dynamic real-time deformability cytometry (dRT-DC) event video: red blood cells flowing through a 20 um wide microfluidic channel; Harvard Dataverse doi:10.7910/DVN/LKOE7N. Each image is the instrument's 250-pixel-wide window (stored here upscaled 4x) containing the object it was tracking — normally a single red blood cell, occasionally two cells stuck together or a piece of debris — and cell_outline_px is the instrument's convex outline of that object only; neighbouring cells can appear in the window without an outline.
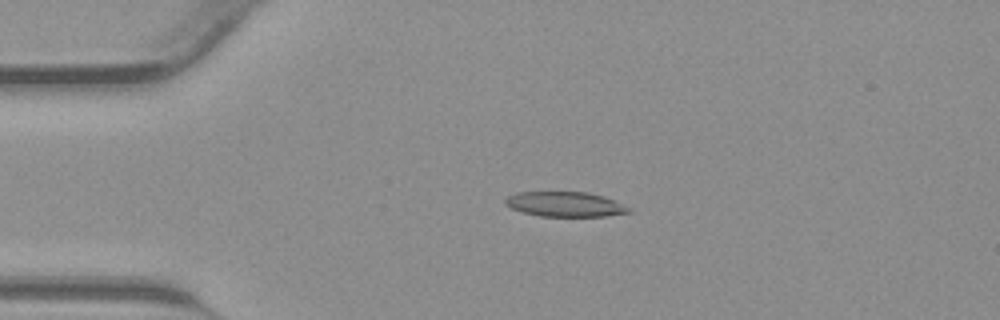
{"species": "common noctule bat (a hibernating species)", "species_latin": "Nyctalus noctula", "temperature_condition": "warm", "stored_images_in_passage": 31, "camera_frame_rate_fps": 3000, "um_per_image_px": 0.085, "animal": {"sex": "male", "body_mass_g": 23.1, "forearm_length_mm": 52.7}, "frame": {"image": 1, "passage_image": 3, "time_ms": 0.667, "image_size_px": [1000, 320], "cell_outline_px": [[632, 212], [608, 216], [540, 216], [524, 212], [512, 208], [504, 204], [504, 200], [508, 196], [516, 192], [588, 192], [604, 196], [632, 208]], "centroid_in_image_um": [48.06, 17.36], "position_along_channel_um": 36.9, "area_um2": 17.98}}
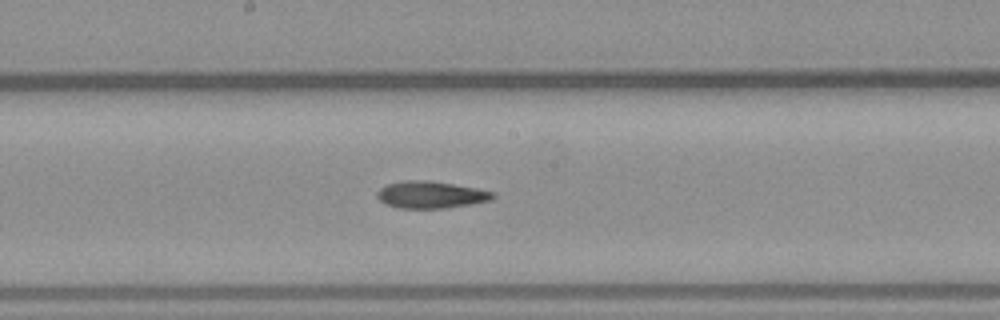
{"frame": {"image": 2, "passage_image": 16, "time_ms": 5.0, "image_size_px": [1000, 320], "cell_outline_px": [[496, 196], [492, 200], [472, 204], [448, 208], [396, 208], [384, 204], [376, 196], [376, 192], [380, 188], [388, 184], [404, 180], [428, 180], [476, 188], [496, 192]], "centroid_in_image_um": [36.62, 16.56], "position_along_channel_um": 211.6, "area_um2": 18.44}}
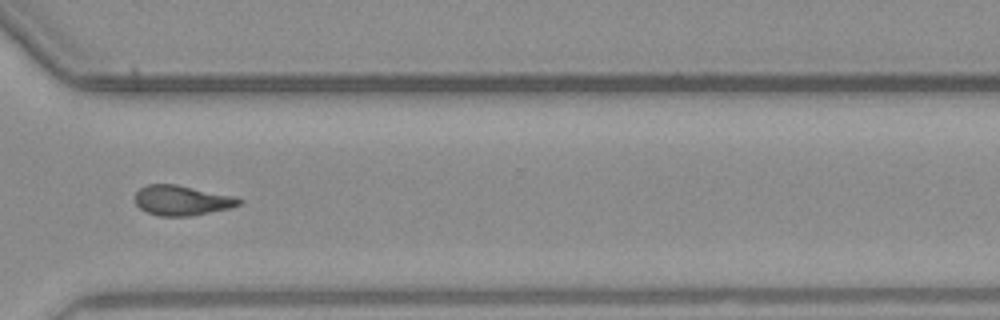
{"frame": {"image": 3, "passage_image": 25, "time_ms": 8.0, "image_size_px": [1000, 320], "cell_outline_px": [[244, 200], [240, 204], [232, 208], [188, 216], [160, 216], [148, 212], [140, 208], [136, 204], [136, 192], [140, 188], [148, 184], [176, 184], [236, 196]], "centroid_in_image_um": [15.5, 17.02], "position_along_channel_um": 355.1, "area_um2": 18.21}}